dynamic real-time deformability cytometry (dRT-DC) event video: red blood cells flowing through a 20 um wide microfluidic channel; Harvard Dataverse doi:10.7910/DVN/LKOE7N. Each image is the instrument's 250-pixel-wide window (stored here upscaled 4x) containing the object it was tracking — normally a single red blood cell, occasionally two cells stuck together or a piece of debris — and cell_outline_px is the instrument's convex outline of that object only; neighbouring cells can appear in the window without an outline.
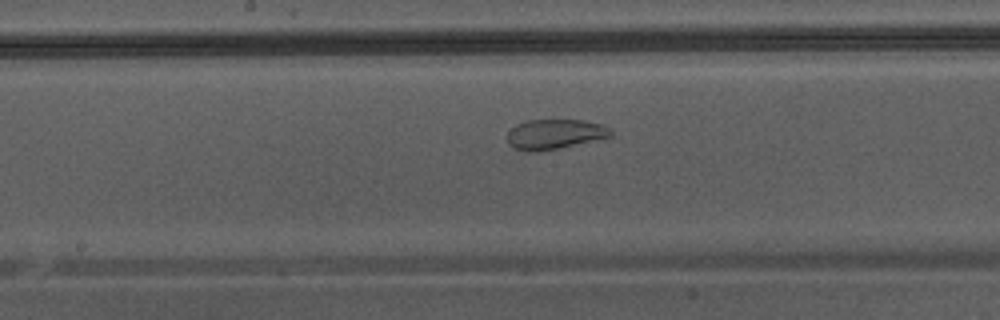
{"species": "Egyptian fruit bat (a non-hibernating species)", "species_latin": "Rousettus aegyptiacus", "temperature_condition": "warm", "stored_images_in_passage": 34, "camera_frame_rate_fps": 3000, "um_per_image_px": 0.085, "animal": {"sex": "male"}, "frame": {"image": 1, "passage_image": 17, "time_ms": 5.333, "image_size_px": [1000, 320], "cell_outline_px": [[612, 136], [560, 148], [540, 152], [528, 152], [512, 148], [508, 144], [508, 132], [516, 124], [528, 120], [584, 120], [600, 124], [608, 128], [612, 132]], "centroid_in_image_um": [47.11, 11.42], "position_along_channel_um": 201.1, "area_um2": 18.09}}
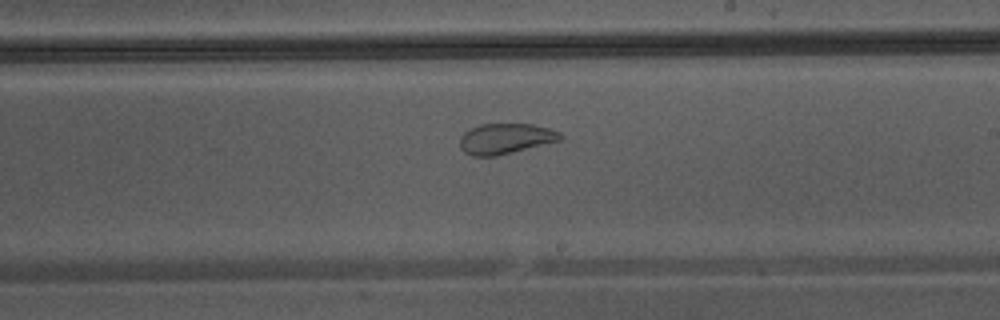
{"frame": {"image": 2, "passage_image": 20, "time_ms": 6.333, "image_size_px": [1000, 320], "cell_outline_px": [[564, 136], [560, 140], [496, 156], [472, 156], [464, 152], [460, 148], [460, 136], [464, 132], [480, 124], [532, 124], [548, 128], [560, 132]], "centroid_in_image_um": [42.94, 11.78], "position_along_channel_um": 246.1, "area_um2": 17.74}}
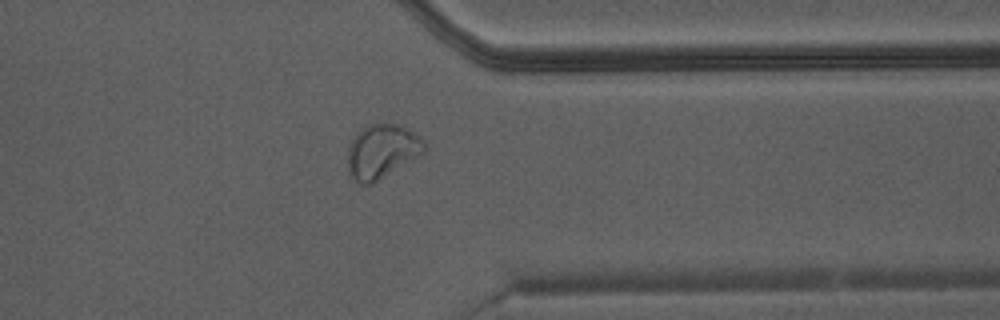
{"frame": {"image": 3, "passage_image": 29, "time_ms": 9.333, "image_size_px": [1000, 320], "cell_outline_px": [[428, 148], [420, 156], [372, 184], [360, 184], [348, 172], [348, 148], [356, 132], [360, 128], [368, 124], [400, 124], [416, 132]], "centroid_in_image_um": [32.48, 12.85], "position_along_channel_um": 378.9, "area_um2": 24.39}}